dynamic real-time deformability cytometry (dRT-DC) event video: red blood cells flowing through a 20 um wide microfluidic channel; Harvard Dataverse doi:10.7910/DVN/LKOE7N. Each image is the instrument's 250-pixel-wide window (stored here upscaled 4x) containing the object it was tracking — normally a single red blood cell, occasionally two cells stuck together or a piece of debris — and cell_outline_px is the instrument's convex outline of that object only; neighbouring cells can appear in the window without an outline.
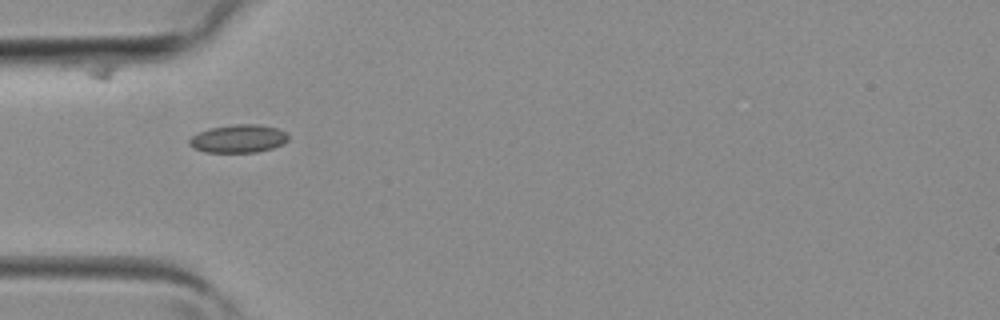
{"species": "common noctule bat (a hibernating species)", "species_latin": "Nyctalus noctula", "temperature_condition": "room temperature", "stored_images_in_passage": 4, "camera_frame_rate_fps": 3000, "um_per_image_px": 0.085, "animal": {"sex": "female", "body_mass_g": 19.3, "forearm_length_mm": 54.1}, "frame": {"image": 1, "passage_image": 3, "time_ms": 0.667, "image_size_px": [1000, 320], "cell_outline_px": [[288, 140], [284, 144], [272, 148], [256, 152], [204, 152], [188, 144], [188, 140], [192, 136], [208, 128], [232, 124], [260, 124], [276, 128], [284, 132], [288, 136]], "centroid_in_image_um": [20.26, 11.78], "position_along_channel_um": 64.7, "area_um2": 16.18}}
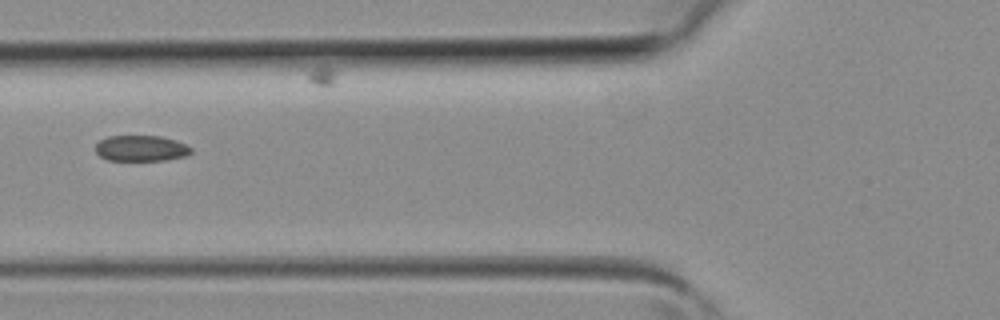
{"frame": {"image": 2, "passage_image": 4, "time_ms": 1.0, "image_size_px": [1000, 320], "cell_outline_px": [[192, 152], [184, 156], [164, 160], [108, 160], [100, 156], [96, 152], [96, 144], [100, 140], [108, 136], [160, 136], [176, 140], [192, 148]], "centroid_in_image_um": [11.98, 12.6], "position_along_channel_um": 113.8, "area_um2": 14.28}}